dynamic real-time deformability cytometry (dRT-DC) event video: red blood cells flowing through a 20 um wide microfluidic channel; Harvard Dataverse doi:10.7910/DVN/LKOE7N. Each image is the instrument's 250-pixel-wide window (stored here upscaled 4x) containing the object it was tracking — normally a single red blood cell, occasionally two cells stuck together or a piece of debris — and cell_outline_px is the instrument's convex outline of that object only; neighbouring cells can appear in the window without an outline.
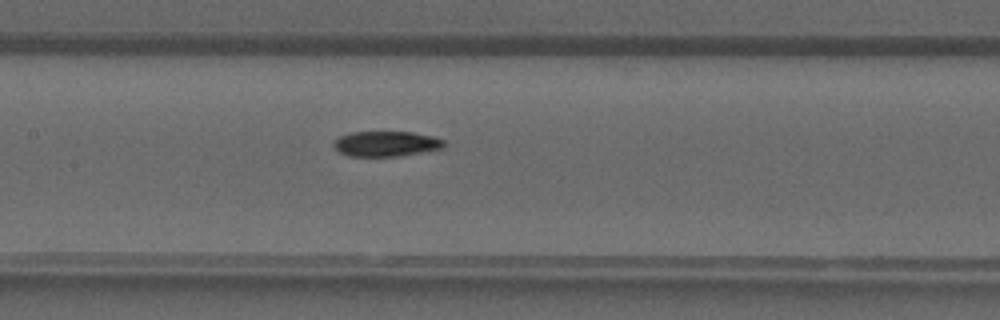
{"species": "common noctule bat (a hibernating species)", "species_latin": "Nyctalus noctula", "temperature_condition": "warm", "stored_images_in_passage": 36, "camera_frame_rate_fps": 3000, "um_per_image_px": 0.085, "animal": {"sex": "male", "forearm_length_mm": 52.5}, "frame": {"image": 1, "passage_image": 15, "time_ms": 4.667, "image_size_px": [1000, 320], "cell_outline_px": [[444, 148], [400, 156], [348, 156], [340, 152], [332, 144], [340, 136], [348, 132], [412, 132], [432, 136], [444, 140]], "centroid_in_image_um": [32.82, 12.22], "position_along_channel_um": 174.6, "area_um2": 16.18}}
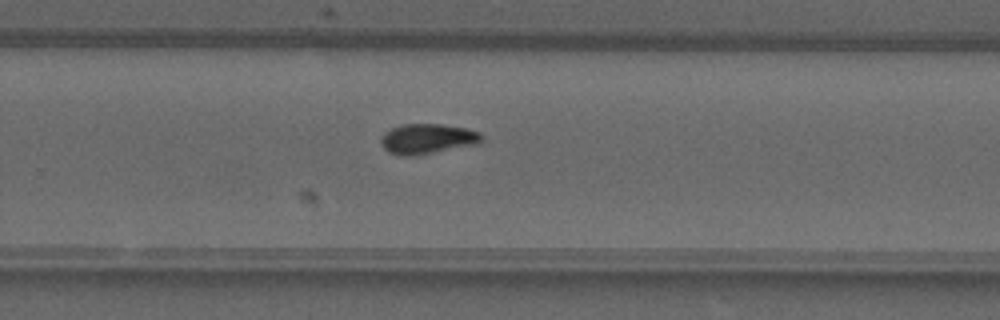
{"frame": {"image": 2, "passage_image": 22, "time_ms": 7.0, "image_size_px": [1000, 320], "cell_outline_px": [[484, 140], [480, 144], [412, 156], [404, 156], [388, 152], [380, 144], [380, 136], [384, 132], [392, 128], [404, 124], [440, 124], [464, 128], [480, 132], [484, 136]], "centroid_in_image_um": [36.35, 11.8], "position_along_channel_um": 293.5, "area_um2": 17.86}}
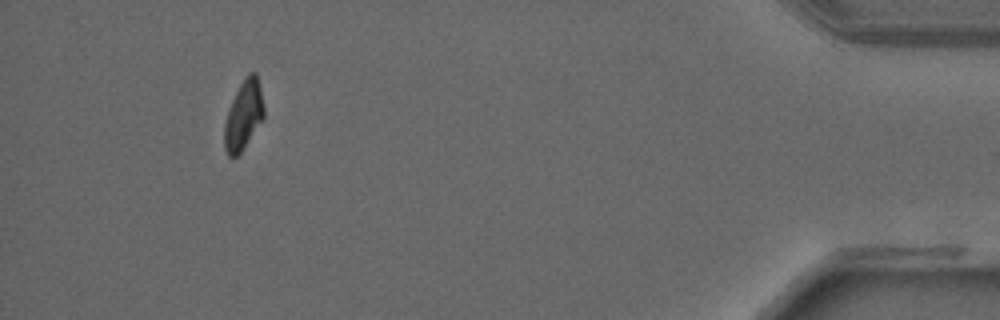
{"frame": {"image": 3, "passage_image": 33, "time_ms": 10.667, "image_size_px": [1000, 320], "cell_outline_px": [[264, 116], [244, 148], [236, 156], [228, 156], [224, 148], [224, 124], [232, 100], [240, 84], [248, 72], [256, 72], [260, 88], [264, 108]], "centroid_in_image_um": [20.69, 9.78], "position_along_channel_um": 414.5, "area_um2": 15.66}}